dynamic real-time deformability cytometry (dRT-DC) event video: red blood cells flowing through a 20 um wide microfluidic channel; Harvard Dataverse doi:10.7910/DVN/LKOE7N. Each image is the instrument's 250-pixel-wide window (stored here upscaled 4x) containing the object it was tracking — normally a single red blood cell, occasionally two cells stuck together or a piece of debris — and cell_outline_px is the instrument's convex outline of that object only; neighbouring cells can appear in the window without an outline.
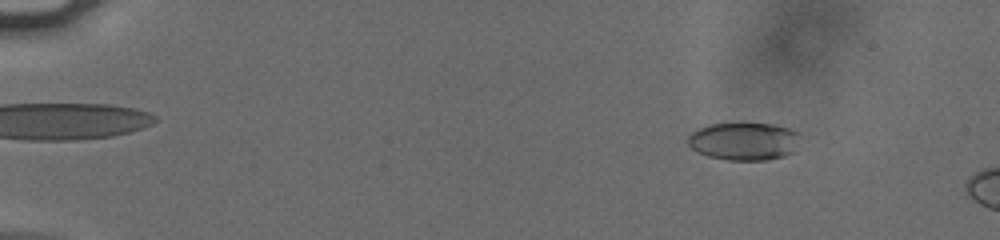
{"species": "human", "species_latin": "Homo sapiens", "temperature_condition": "cold", "stored_images_in_passage": 13, "camera_frame_rate_fps": 3000, "um_per_image_px": 0.085, "donor": {"sex": "male"}, "frame": {"image": 1, "passage_image": 6, "time_ms": 1.667, "image_size_px": [1000, 240], "cell_outline_px": [[800, 136], [796, 152], [784, 156], [768, 160], [728, 160], [708, 156], [692, 148], [688, 144], [688, 136], [696, 128], [708, 124], [776, 124], [800, 132]], "centroid_in_image_um": [63.29, 12.01], "position_along_channel_um": 21.7, "area_um2": 24.97}}